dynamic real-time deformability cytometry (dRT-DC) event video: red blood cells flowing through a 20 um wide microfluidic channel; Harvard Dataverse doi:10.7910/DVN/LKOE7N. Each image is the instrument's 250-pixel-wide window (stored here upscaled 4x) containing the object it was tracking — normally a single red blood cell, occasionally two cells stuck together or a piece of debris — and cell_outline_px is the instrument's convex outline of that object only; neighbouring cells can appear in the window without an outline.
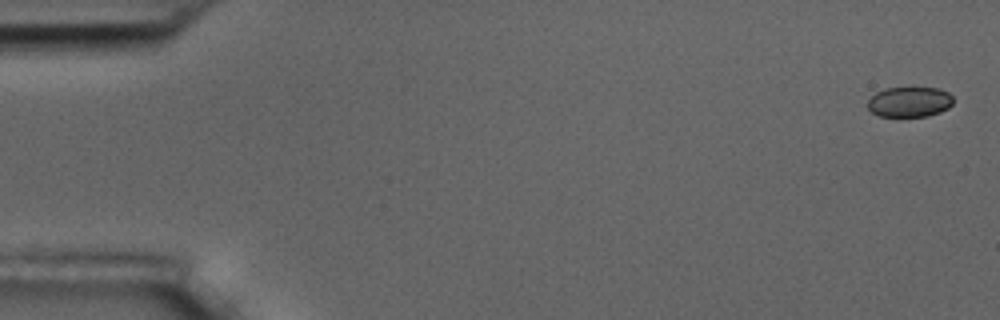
{"species": "common noctule bat (a hibernating species)", "species_latin": "Nyctalus noctula", "temperature_condition": "room temperature", "stored_images_in_passage": 13, "camera_frame_rate_fps": 3000, "um_per_image_px": 0.085, "animal": {"sex": "male", "body_mass_g": 17.5, "forearm_length_mm": 52.3}, "frame": {"image": 1, "passage_image": 1, "time_ms": 0.0, "image_size_px": [1000, 320], "cell_outline_px": [[952, 104], [948, 108], [940, 112], [928, 116], [880, 116], [872, 112], [868, 108], [868, 100], [876, 92], [884, 88], [912, 84], [940, 88], [948, 92], [952, 96]], "centroid_in_image_um": [77.32, 8.59], "position_along_channel_um": 7.7, "area_um2": 15.84}}
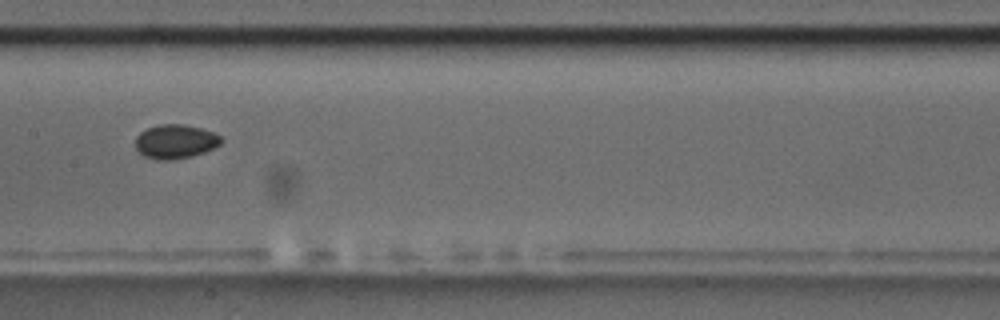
{"frame": {"image": 2, "passage_image": 8, "time_ms": 9.0, "image_size_px": [1000, 320], "cell_outline_px": [[224, 140], [220, 144], [204, 152], [192, 156], [172, 160], [156, 160], [144, 156], [136, 148], [136, 136], [140, 132], [148, 128], [160, 124], [180, 124], [200, 128], [212, 132], [220, 136]], "centroid_in_image_um": [14.9, 12.04], "position_along_channel_um": 192.5, "area_um2": 16.94}}
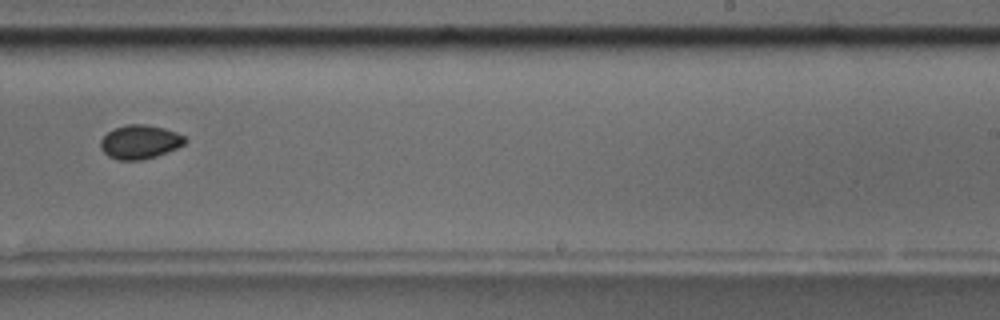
{"frame": {"image": 3, "passage_image": 10, "time_ms": 11.333, "image_size_px": [1000, 320], "cell_outline_px": [[188, 140], [184, 144], [176, 148], [156, 156], [140, 160], [120, 160], [108, 156], [100, 148], [100, 140], [108, 132], [116, 128], [128, 124], [144, 124], [164, 128], [176, 132], [184, 136]], "centroid_in_image_um": [11.89, 12.06], "position_along_channel_um": 277.1, "area_um2": 16.53}, "authors_computed_cell_mechanics": {"area_um2": 16.3574, "velocity_mm_per_s": 3.6332, "shape_relaxation_time_tau1_ms": null, "shape_relaxation_time_tau2_ms": 3.7743, "deformation_change_tau1": null, "deformation_change_tau2": 0.0371}}